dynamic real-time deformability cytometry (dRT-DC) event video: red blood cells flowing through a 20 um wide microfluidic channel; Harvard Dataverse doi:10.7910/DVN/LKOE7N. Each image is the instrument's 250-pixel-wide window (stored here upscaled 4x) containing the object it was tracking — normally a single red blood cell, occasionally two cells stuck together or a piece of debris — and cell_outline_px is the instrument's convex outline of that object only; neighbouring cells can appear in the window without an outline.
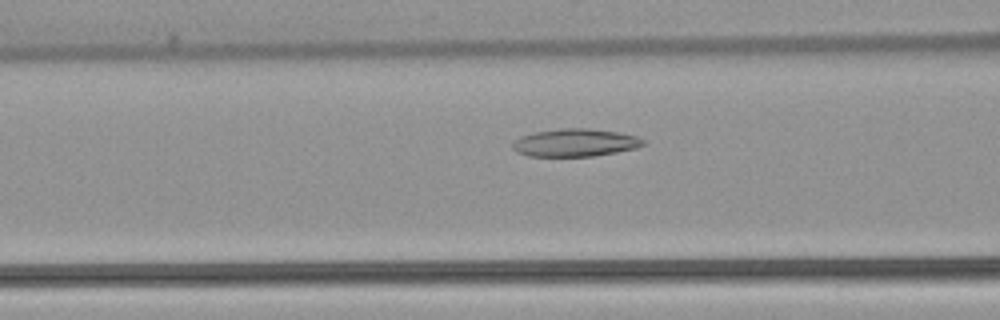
{"species": "common noctule bat (a hibernating species)", "species_latin": "Nyctalus noctula", "temperature_condition": "warm", "stored_images_in_passage": 53, "camera_frame_rate_fps": 3000, "um_per_image_px": 0.085, "animal": {"sex": "female", "body_mass_g": 22.7, "forearm_length_mm": 54.2}, "frame": {"image": 1, "passage_image": 21, "time_ms": 6.667, "image_size_px": [1000, 320], "cell_outline_px": [[644, 144], [636, 148], [616, 152], [592, 156], [528, 156], [516, 152], [512, 148], [512, 140], [520, 136], [536, 132], [560, 128], [588, 128], [616, 132], [636, 136], [644, 140]], "centroid_in_image_um": [48.83, 12.13], "position_along_channel_um": 117.8, "area_um2": 21.1}}
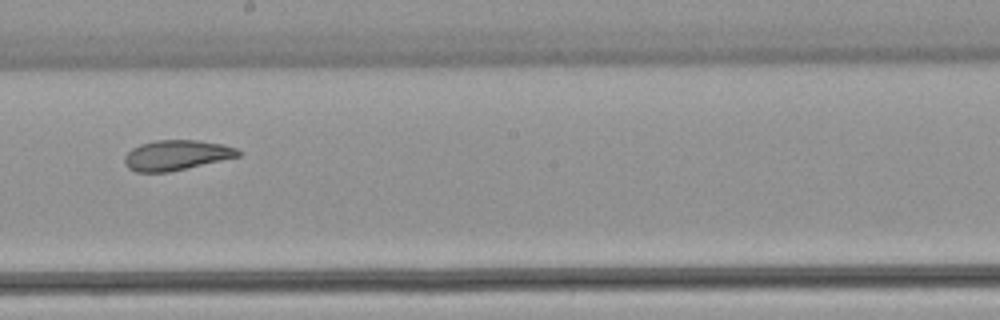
{"frame": {"image": 2, "passage_image": 30, "time_ms": 9.667, "image_size_px": [1000, 320], "cell_outline_px": [[244, 152], [240, 156], [168, 172], [136, 172], [128, 168], [124, 164], [124, 156], [132, 148], [140, 144], [156, 140], [196, 140], [224, 144], [236, 148]], "centroid_in_image_um": [15.0, 13.18], "position_along_channel_um": 233.2, "area_um2": 20.0}}
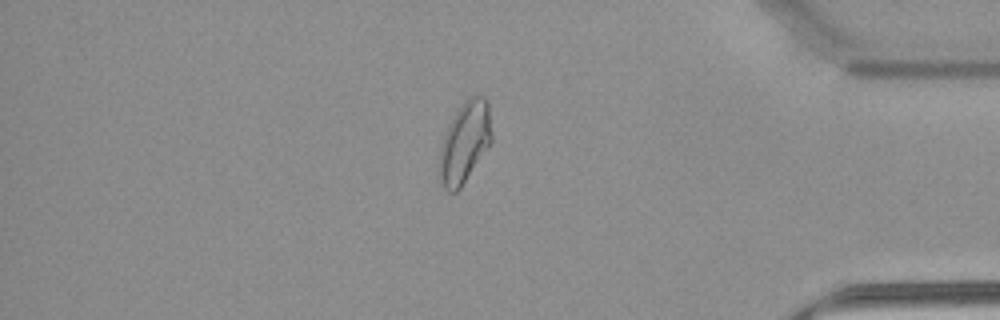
{"frame": {"image": 3, "passage_image": 45, "time_ms": 14.667, "image_size_px": [1000, 320], "cell_outline_px": [[492, 144], [460, 188], [456, 192], [448, 192], [440, 184], [440, 148], [448, 124], [464, 100], [472, 96], [484, 96], [488, 104], [492, 136]], "centroid_in_image_um": [39.52, 12.12], "position_along_channel_um": 395.7, "area_um2": 24.68}, "authors_computed_cell_mechanics": {"area_um2": 23.7558, "velocity_mm_per_s": 3.8536, "shape_relaxation_time_tau1_ms": null, "shape_relaxation_time_tau2_ms": 2.9537, "deformation_change_tau1": null, "deformation_change_tau2": 0.0919}}